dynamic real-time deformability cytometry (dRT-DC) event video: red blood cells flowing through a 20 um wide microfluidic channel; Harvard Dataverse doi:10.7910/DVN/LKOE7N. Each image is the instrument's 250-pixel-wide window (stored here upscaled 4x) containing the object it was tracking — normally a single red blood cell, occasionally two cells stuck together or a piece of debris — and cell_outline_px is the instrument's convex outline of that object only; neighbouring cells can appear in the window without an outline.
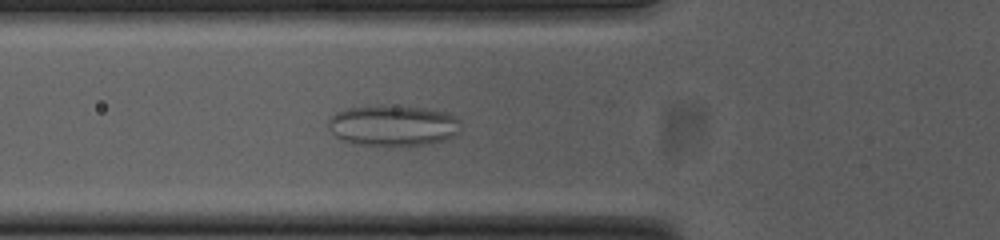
{"species": "common noctule bat (a hibernating species)", "species_latin": "Nyctalus noctula", "temperature_condition": "cold", "stored_images_in_passage": 47, "camera_frame_rate_fps": 3000, "um_per_image_px": 0.085, "animal": {"sex": "female", "body_mass_g": 23.0, "forearm_length_mm": 53.4}, "frame": {"image": 1, "passage_image": 12, "time_ms": 3.667, "image_size_px": [1000, 240], "cell_outline_px": [[460, 132], [456, 136], [448, 140], [416, 148], [384, 148], [352, 144], [336, 136], [328, 128], [328, 120], [336, 112], [348, 108], [376, 104], [388, 104], [428, 108], [448, 112], [456, 116], [460, 120]], "centroid_in_image_um": [33.48, 10.71], "position_along_channel_um": 92.3, "area_um2": 33.7}}
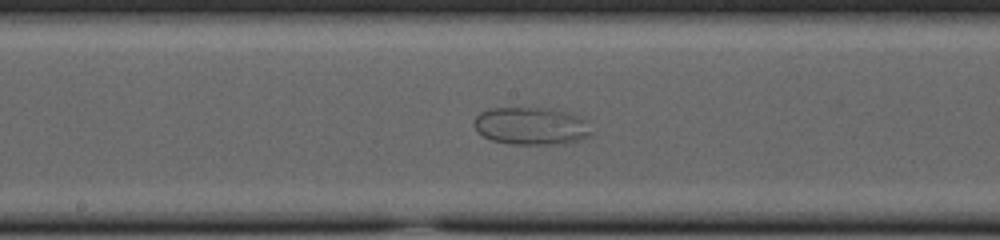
{"frame": {"image": 2, "passage_image": 21, "time_ms": 6.667, "image_size_px": [1000, 240], "cell_outline_px": [[592, 132], [588, 136], [580, 140], [564, 144], [512, 144], [492, 140], [484, 136], [472, 124], [476, 116], [480, 112], [488, 108], [552, 108], [584, 116]], "centroid_in_image_um": [45.19, 10.7], "position_along_channel_um": 203.0, "area_um2": 26.01}}
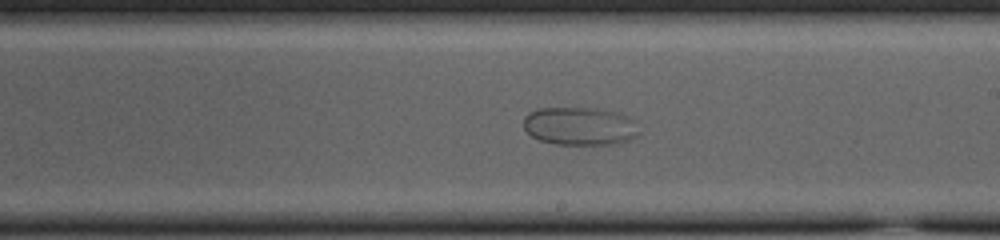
{"frame": {"image": 3, "passage_image": 24, "time_ms": 7.667, "image_size_px": [1000, 240], "cell_outline_px": [[640, 132], [632, 140], [616, 144], [556, 144], [540, 140], [532, 136], [524, 128], [524, 116], [528, 112], [536, 108], [600, 108], [620, 112], [636, 120]], "centroid_in_image_um": [49.34, 10.71], "position_along_channel_um": 239.7, "area_um2": 26.18}}